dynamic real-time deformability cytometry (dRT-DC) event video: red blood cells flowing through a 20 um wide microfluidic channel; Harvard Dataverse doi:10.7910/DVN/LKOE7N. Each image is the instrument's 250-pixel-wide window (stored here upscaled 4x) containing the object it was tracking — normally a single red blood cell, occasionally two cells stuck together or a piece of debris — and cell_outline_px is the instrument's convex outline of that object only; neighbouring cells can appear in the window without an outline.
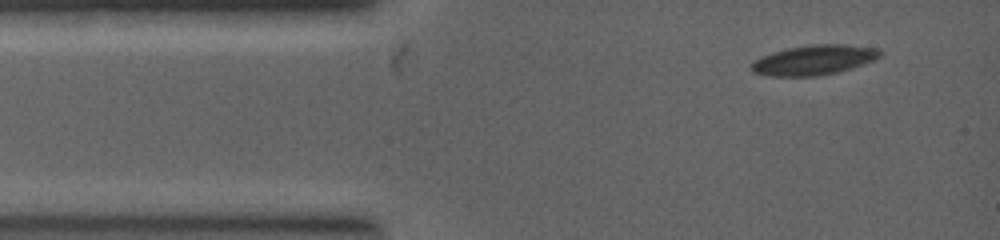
{"species": "common noctule bat (a hibernating species)", "species_latin": "Nyctalus noctula", "temperature_condition": "warm", "stored_images_in_passage": 7, "camera_frame_rate_fps": 5000, "um_per_image_px": 0.085, "animal": {"sex": "female", "body_mass_g": 19.0, "forearm_length_mm": 53.3}, "frame": {"image": 1, "passage_image": 1, "time_ms": 0.0, "image_size_px": [1000, 240], "cell_outline_px": [[880, 56], [872, 60], [852, 68], [836, 72], [816, 76], [772, 76], [752, 72], [752, 64], [756, 60], [772, 52], [788, 48], [812, 44], [840, 44], [876, 48], [880, 52]], "centroid_in_image_um": [69.17, 5.1], "position_along_channel_um": 15.8, "area_um2": 21.91}}
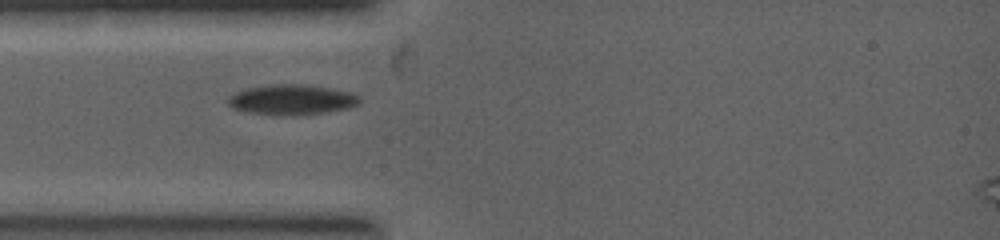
{"frame": {"image": 2, "passage_image": 4, "time_ms": 1.4, "image_size_px": [1000, 240], "cell_outline_px": [[360, 100], [356, 104], [348, 108], [304, 116], [280, 116], [248, 112], [236, 108], [228, 104], [228, 96], [236, 92], [248, 88], [280, 84], [292, 84], [328, 88], [348, 92], [360, 96]], "centroid_in_image_um": [24.79, 8.51], "position_along_channel_um": 60.2, "area_um2": 22.89}}